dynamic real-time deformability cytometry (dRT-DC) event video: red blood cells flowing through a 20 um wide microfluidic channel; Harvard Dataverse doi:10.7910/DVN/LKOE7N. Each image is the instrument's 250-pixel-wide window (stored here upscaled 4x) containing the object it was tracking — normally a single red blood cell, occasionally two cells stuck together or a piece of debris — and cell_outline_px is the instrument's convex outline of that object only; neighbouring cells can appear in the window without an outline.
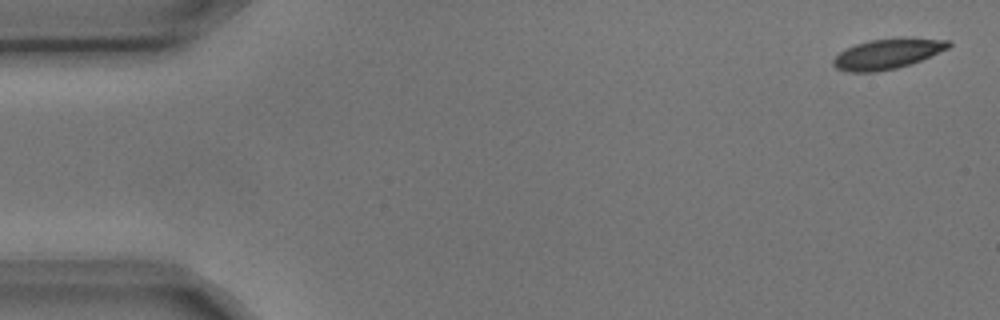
{"species": "common noctule bat (a hibernating species)", "species_latin": "Nyctalus noctula", "temperature_condition": "cold", "stored_images_in_passage": 5, "camera_frame_rate_fps": 3000, "um_per_image_px": 0.085, "animal": {"sex": "male", "body_mass_g": 17.9, "forearm_length_mm": 54.2}, "frame": {"image": 1, "passage_image": 1, "time_ms": 0.0, "image_size_px": [1000, 320], "cell_outline_px": [[952, 44], [948, 48], [920, 60], [896, 68], [876, 72], [848, 72], [836, 68], [832, 64], [832, 60], [840, 52], [856, 44], [868, 40], [908, 36], [952, 40]], "centroid_in_image_um": [75.46, 4.54], "position_along_channel_um": 9.5, "area_um2": 20.52}}
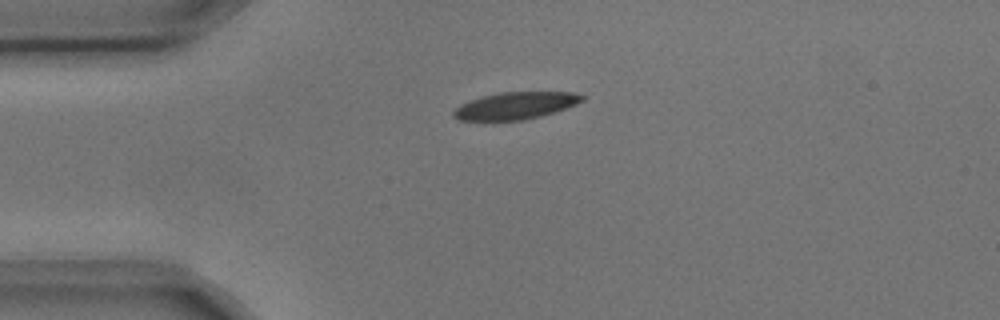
{"frame": {"image": 2, "passage_image": 4, "time_ms": 1.0, "image_size_px": [1000, 320], "cell_outline_px": [[588, 96], [584, 100], [576, 104], [540, 116], [524, 120], [460, 120], [452, 116], [452, 112], [460, 104], [484, 96], [500, 92], [572, 92]], "centroid_in_image_um": [43.83, 8.97], "position_along_channel_um": 41.2, "area_um2": 20.11}}